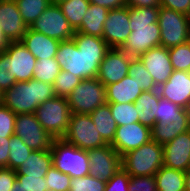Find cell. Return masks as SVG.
I'll return each mask as SVG.
<instances>
[{"label":"cell","instance_id":"6","mask_svg":"<svg viewBox=\"0 0 190 191\" xmlns=\"http://www.w3.org/2000/svg\"><path fill=\"white\" fill-rule=\"evenodd\" d=\"M71 113L91 114L106 103L105 86L97 79H83L67 96Z\"/></svg>","mask_w":190,"mask_h":191},{"label":"cell","instance_id":"9","mask_svg":"<svg viewBox=\"0 0 190 191\" xmlns=\"http://www.w3.org/2000/svg\"><path fill=\"white\" fill-rule=\"evenodd\" d=\"M29 28L60 42L72 39L75 33L57 4H51Z\"/></svg>","mask_w":190,"mask_h":191},{"label":"cell","instance_id":"45","mask_svg":"<svg viewBox=\"0 0 190 191\" xmlns=\"http://www.w3.org/2000/svg\"><path fill=\"white\" fill-rule=\"evenodd\" d=\"M19 183L27 191H45L47 184L44 177H29L28 175H16Z\"/></svg>","mask_w":190,"mask_h":191},{"label":"cell","instance_id":"8","mask_svg":"<svg viewBox=\"0 0 190 191\" xmlns=\"http://www.w3.org/2000/svg\"><path fill=\"white\" fill-rule=\"evenodd\" d=\"M63 139L83 150L107 145L89 114L71 113L68 130Z\"/></svg>","mask_w":190,"mask_h":191},{"label":"cell","instance_id":"30","mask_svg":"<svg viewBox=\"0 0 190 191\" xmlns=\"http://www.w3.org/2000/svg\"><path fill=\"white\" fill-rule=\"evenodd\" d=\"M69 25L76 31L82 24V20L90 6L89 0H67L59 4Z\"/></svg>","mask_w":190,"mask_h":191},{"label":"cell","instance_id":"24","mask_svg":"<svg viewBox=\"0 0 190 191\" xmlns=\"http://www.w3.org/2000/svg\"><path fill=\"white\" fill-rule=\"evenodd\" d=\"M160 98L158 90L143 91L137 98L134 104L142 125L150 128L154 126Z\"/></svg>","mask_w":190,"mask_h":191},{"label":"cell","instance_id":"49","mask_svg":"<svg viewBox=\"0 0 190 191\" xmlns=\"http://www.w3.org/2000/svg\"><path fill=\"white\" fill-rule=\"evenodd\" d=\"M9 142L10 137H5L4 141H0V167L8 168Z\"/></svg>","mask_w":190,"mask_h":191},{"label":"cell","instance_id":"22","mask_svg":"<svg viewBox=\"0 0 190 191\" xmlns=\"http://www.w3.org/2000/svg\"><path fill=\"white\" fill-rule=\"evenodd\" d=\"M106 103H135L143 90L132 77L126 76L121 81L105 86Z\"/></svg>","mask_w":190,"mask_h":191},{"label":"cell","instance_id":"19","mask_svg":"<svg viewBox=\"0 0 190 191\" xmlns=\"http://www.w3.org/2000/svg\"><path fill=\"white\" fill-rule=\"evenodd\" d=\"M4 52L9 57L12 76H15L16 82H26L33 78L37 59L21 41L10 42Z\"/></svg>","mask_w":190,"mask_h":191},{"label":"cell","instance_id":"41","mask_svg":"<svg viewBox=\"0 0 190 191\" xmlns=\"http://www.w3.org/2000/svg\"><path fill=\"white\" fill-rule=\"evenodd\" d=\"M16 116L9 108L3 104L0 105V141L14 135Z\"/></svg>","mask_w":190,"mask_h":191},{"label":"cell","instance_id":"32","mask_svg":"<svg viewBox=\"0 0 190 191\" xmlns=\"http://www.w3.org/2000/svg\"><path fill=\"white\" fill-rule=\"evenodd\" d=\"M128 76L132 77L143 91L157 90L152 76L145 69L143 62L139 58L133 57L131 59L128 68Z\"/></svg>","mask_w":190,"mask_h":191},{"label":"cell","instance_id":"55","mask_svg":"<svg viewBox=\"0 0 190 191\" xmlns=\"http://www.w3.org/2000/svg\"><path fill=\"white\" fill-rule=\"evenodd\" d=\"M3 104V92L0 90V105Z\"/></svg>","mask_w":190,"mask_h":191},{"label":"cell","instance_id":"48","mask_svg":"<svg viewBox=\"0 0 190 191\" xmlns=\"http://www.w3.org/2000/svg\"><path fill=\"white\" fill-rule=\"evenodd\" d=\"M89 2L107 8L108 10L127 6L126 0H89Z\"/></svg>","mask_w":190,"mask_h":191},{"label":"cell","instance_id":"31","mask_svg":"<svg viewBox=\"0 0 190 191\" xmlns=\"http://www.w3.org/2000/svg\"><path fill=\"white\" fill-rule=\"evenodd\" d=\"M15 2L28 27L51 5V0H15Z\"/></svg>","mask_w":190,"mask_h":191},{"label":"cell","instance_id":"29","mask_svg":"<svg viewBox=\"0 0 190 191\" xmlns=\"http://www.w3.org/2000/svg\"><path fill=\"white\" fill-rule=\"evenodd\" d=\"M173 121H190V110L160 98L156 114V123L168 124Z\"/></svg>","mask_w":190,"mask_h":191},{"label":"cell","instance_id":"53","mask_svg":"<svg viewBox=\"0 0 190 191\" xmlns=\"http://www.w3.org/2000/svg\"><path fill=\"white\" fill-rule=\"evenodd\" d=\"M10 191H27L22 187V183H19V181L16 179V181L13 184V187Z\"/></svg>","mask_w":190,"mask_h":191},{"label":"cell","instance_id":"51","mask_svg":"<svg viewBox=\"0 0 190 191\" xmlns=\"http://www.w3.org/2000/svg\"><path fill=\"white\" fill-rule=\"evenodd\" d=\"M10 44L8 38L3 34L1 25H0V53L4 52Z\"/></svg>","mask_w":190,"mask_h":191},{"label":"cell","instance_id":"14","mask_svg":"<svg viewBox=\"0 0 190 191\" xmlns=\"http://www.w3.org/2000/svg\"><path fill=\"white\" fill-rule=\"evenodd\" d=\"M150 140H152L151 128L142 125L140 122H134L118 126L113 142L110 145L122 157Z\"/></svg>","mask_w":190,"mask_h":191},{"label":"cell","instance_id":"18","mask_svg":"<svg viewBox=\"0 0 190 191\" xmlns=\"http://www.w3.org/2000/svg\"><path fill=\"white\" fill-rule=\"evenodd\" d=\"M163 165L183 172L190 169V130L163 145Z\"/></svg>","mask_w":190,"mask_h":191},{"label":"cell","instance_id":"34","mask_svg":"<svg viewBox=\"0 0 190 191\" xmlns=\"http://www.w3.org/2000/svg\"><path fill=\"white\" fill-rule=\"evenodd\" d=\"M60 71L61 67L56 58L37 60L33 79L53 84Z\"/></svg>","mask_w":190,"mask_h":191},{"label":"cell","instance_id":"5","mask_svg":"<svg viewBox=\"0 0 190 191\" xmlns=\"http://www.w3.org/2000/svg\"><path fill=\"white\" fill-rule=\"evenodd\" d=\"M38 122L54 138H63L69 126L71 111L66 97L55 96L41 103L35 112Z\"/></svg>","mask_w":190,"mask_h":191},{"label":"cell","instance_id":"40","mask_svg":"<svg viewBox=\"0 0 190 191\" xmlns=\"http://www.w3.org/2000/svg\"><path fill=\"white\" fill-rule=\"evenodd\" d=\"M44 178L48 189L56 191H69L70 189L71 177L57 170L53 165Z\"/></svg>","mask_w":190,"mask_h":191},{"label":"cell","instance_id":"44","mask_svg":"<svg viewBox=\"0 0 190 191\" xmlns=\"http://www.w3.org/2000/svg\"><path fill=\"white\" fill-rule=\"evenodd\" d=\"M130 175L120 168L116 174L106 182L104 191H128Z\"/></svg>","mask_w":190,"mask_h":191},{"label":"cell","instance_id":"47","mask_svg":"<svg viewBox=\"0 0 190 191\" xmlns=\"http://www.w3.org/2000/svg\"><path fill=\"white\" fill-rule=\"evenodd\" d=\"M160 6L190 16V0H160Z\"/></svg>","mask_w":190,"mask_h":191},{"label":"cell","instance_id":"21","mask_svg":"<svg viewBox=\"0 0 190 191\" xmlns=\"http://www.w3.org/2000/svg\"><path fill=\"white\" fill-rule=\"evenodd\" d=\"M21 43L37 60H42L56 57L60 41L31 30L28 27Z\"/></svg>","mask_w":190,"mask_h":191},{"label":"cell","instance_id":"52","mask_svg":"<svg viewBox=\"0 0 190 191\" xmlns=\"http://www.w3.org/2000/svg\"><path fill=\"white\" fill-rule=\"evenodd\" d=\"M185 191H190V169L185 172Z\"/></svg>","mask_w":190,"mask_h":191},{"label":"cell","instance_id":"43","mask_svg":"<svg viewBox=\"0 0 190 191\" xmlns=\"http://www.w3.org/2000/svg\"><path fill=\"white\" fill-rule=\"evenodd\" d=\"M128 191H157L155 176H130Z\"/></svg>","mask_w":190,"mask_h":191},{"label":"cell","instance_id":"38","mask_svg":"<svg viewBox=\"0 0 190 191\" xmlns=\"http://www.w3.org/2000/svg\"><path fill=\"white\" fill-rule=\"evenodd\" d=\"M81 82V79L74 76V74L62 70L55 78L53 83L54 92L56 96L66 97L75 89V87Z\"/></svg>","mask_w":190,"mask_h":191},{"label":"cell","instance_id":"20","mask_svg":"<svg viewBox=\"0 0 190 191\" xmlns=\"http://www.w3.org/2000/svg\"><path fill=\"white\" fill-rule=\"evenodd\" d=\"M0 25L10 42L21 41L28 26L24 23L15 0H0Z\"/></svg>","mask_w":190,"mask_h":191},{"label":"cell","instance_id":"16","mask_svg":"<svg viewBox=\"0 0 190 191\" xmlns=\"http://www.w3.org/2000/svg\"><path fill=\"white\" fill-rule=\"evenodd\" d=\"M157 90L162 99L190 109V72L173 70L169 79Z\"/></svg>","mask_w":190,"mask_h":191},{"label":"cell","instance_id":"13","mask_svg":"<svg viewBox=\"0 0 190 191\" xmlns=\"http://www.w3.org/2000/svg\"><path fill=\"white\" fill-rule=\"evenodd\" d=\"M130 33L129 6L109 10L102 36L108 46L120 49Z\"/></svg>","mask_w":190,"mask_h":191},{"label":"cell","instance_id":"11","mask_svg":"<svg viewBox=\"0 0 190 191\" xmlns=\"http://www.w3.org/2000/svg\"><path fill=\"white\" fill-rule=\"evenodd\" d=\"M88 151L89 175L107 182L121 167V156L110 145Z\"/></svg>","mask_w":190,"mask_h":191},{"label":"cell","instance_id":"54","mask_svg":"<svg viewBox=\"0 0 190 191\" xmlns=\"http://www.w3.org/2000/svg\"><path fill=\"white\" fill-rule=\"evenodd\" d=\"M67 1V0H51V4H57L59 5L60 3Z\"/></svg>","mask_w":190,"mask_h":191},{"label":"cell","instance_id":"36","mask_svg":"<svg viewBox=\"0 0 190 191\" xmlns=\"http://www.w3.org/2000/svg\"><path fill=\"white\" fill-rule=\"evenodd\" d=\"M168 50L173 70L190 72V41Z\"/></svg>","mask_w":190,"mask_h":191},{"label":"cell","instance_id":"10","mask_svg":"<svg viewBox=\"0 0 190 191\" xmlns=\"http://www.w3.org/2000/svg\"><path fill=\"white\" fill-rule=\"evenodd\" d=\"M14 134L33 150H50L54 140L38 122L35 113L18 114Z\"/></svg>","mask_w":190,"mask_h":191},{"label":"cell","instance_id":"7","mask_svg":"<svg viewBox=\"0 0 190 191\" xmlns=\"http://www.w3.org/2000/svg\"><path fill=\"white\" fill-rule=\"evenodd\" d=\"M158 25L161 46L171 48L190 41V16L160 7Z\"/></svg>","mask_w":190,"mask_h":191},{"label":"cell","instance_id":"1","mask_svg":"<svg viewBox=\"0 0 190 191\" xmlns=\"http://www.w3.org/2000/svg\"><path fill=\"white\" fill-rule=\"evenodd\" d=\"M111 48L103 38L75 32L72 39L61 41L56 61L62 70L83 79L96 78L99 66Z\"/></svg>","mask_w":190,"mask_h":191},{"label":"cell","instance_id":"50","mask_svg":"<svg viewBox=\"0 0 190 191\" xmlns=\"http://www.w3.org/2000/svg\"><path fill=\"white\" fill-rule=\"evenodd\" d=\"M127 6L138 8H160V0H126Z\"/></svg>","mask_w":190,"mask_h":191},{"label":"cell","instance_id":"15","mask_svg":"<svg viewBox=\"0 0 190 191\" xmlns=\"http://www.w3.org/2000/svg\"><path fill=\"white\" fill-rule=\"evenodd\" d=\"M132 58L121 49L111 48L103 58L96 78L104 86L121 81L128 75Z\"/></svg>","mask_w":190,"mask_h":191},{"label":"cell","instance_id":"46","mask_svg":"<svg viewBox=\"0 0 190 191\" xmlns=\"http://www.w3.org/2000/svg\"><path fill=\"white\" fill-rule=\"evenodd\" d=\"M15 181V170L7 167H0V191H10Z\"/></svg>","mask_w":190,"mask_h":191},{"label":"cell","instance_id":"37","mask_svg":"<svg viewBox=\"0 0 190 191\" xmlns=\"http://www.w3.org/2000/svg\"><path fill=\"white\" fill-rule=\"evenodd\" d=\"M159 9L156 7L138 8L129 6L130 26L150 25L158 23Z\"/></svg>","mask_w":190,"mask_h":191},{"label":"cell","instance_id":"39","mask_svg":"<svg viewBox=\"0 0 190 191\" xmlns=\"http://www.w3.org/2000/svg\"><path fill=\"white\" fill-rule=\"evenodd\" d=\"M106 182L91 175L71 178L69 191H104Z\"/></svg>","mask_w":190,"mask_h":191},{"label":"cell","instance_id":"2","mask_svg":"<svg viewBox=\"0 0 190 191\" xmlns=\"http://www.w3.org/2000/svg\"><path fill=\"white\" fill-rule=\"evenodd\" d=\"M53 84L36 79L16 82L3 93V105L16 115L35 113L37 107L46 100L55 97Z\"/></svg>","mask_w":190,"mask_h":191},{"label":"cell","instance_id":"28","mask_svg":"<svg viewBox=\"0 0 190 191\" xmlns=\"http://www.w3.org/2000/svg\"><path fill=\"white\" fill-rule=\"evenodd\" d=\"M190 130V121H173L168 124L155 123L151 128L152 140L160 145H165L179 134Z\"/></svg>","mask_w":190,"mask_h":191},{"label":"cell","instance_id":"23","mask_svg":"<svg viewBox=\"0 0 190 191\" xmlns=\"http://www.w3.org/2000/svg\"><path fill=\"white\" fill-rule=\"evenodd\" d=\"M52 165L51 150H33L16 170V175L45 177Z\"/></svg>","mask_w":190,"mask_h":191},{"label":"cell","instance_id":"26","mask_svg":"<svg viewBox=\"0 0 190 191\" xmlns=\"http://www.w3.org/2000/svg\"><path fill=\"white\" fill-rule=\"evenodd\" d=\"M97 131L107 144H111L115 137L117 124L112 117L109 103L98 107L90 114Z\"/></svg>","mask_w":190,"mask_h":191},{"label":"cell","instance_id":"25","mask_svg":"<svg viewBox=\"0 0 190 191\" xmlns=\"http://www.w3.org/2000/svg\"><path fill=\"white\" fill-rule=\"evenodd\" d=\"M108 12L107 8L90 3L81 26L75 32L102 38L103 26Z\"/></svg>","mask_w":190,"mask_h":191},{"label":"cell","instance_id":"4","mask_svg":"<svg viewBox=\"0 0 190 191\" xmlns=\"http://www.w3.org/2000/svg\"><path fill=\"white\" fill-rule=\"evenodd\" d=\"M53 166L71 178L89 175L88 151L80 149L63 138L54 139L51 146Z\"/></svg>","mask_w":190,"mask_h":191},{"label":"cell","instance_id":"42","mask_svg":"<svg viewBox=\"0 0 190 191\" xmlns=\"http://www.w3.org/2000/svg\"><path fill=\"white\" fill-rule=\"evenodd\" d=\"M16 83L15 76H12L11 63L5 52L0 53V90L4 93Z\"/></svg>","mask_w":190,"mask_h":191},{"label":"cell","instance_id":"12","mask_svg":"<svg viewBox=\"0 0 190 191\" xmlns=\"http://www.w3.org/2000/svg\"><path fill=\"white\" fill-rule=\"evenodd\" d=\"M131 33L120 48L130 57L139 58L149 49L161 45L160 27L158 23L142 26H130Z\"/></svg>","mask_w":190,"mask_h":191},{"label":"cell","instance_id":"56","mask_svg":"<svg viewBox=\"0 0 190 191\" xmlns=\"http://www.w3.org/2000/svg\"><path fill=\"white\" fill-rule=\"evenodd\" d=\"M45 191H56V190H53V189H48V188H47Z\"/></svg>","mask_w":190,"mask_h":191},{"label":"cell","instance_id":"33","mask_svg":"<svg viewBox=\"0 0 190 191\" xmlns=\"http://www.w3.org/2000/svg\"><path fill=\"white\" fill-rule=\"evenodd\" d=\"M9 149L8 168L15 171L33 151V149L29 148L24 141L15 134L10 137Z\"/></svg>","mask_w":190,"mask_h":191},{"label":"cell","instance_id":"35","mask_svg":"<svg viewBox=\"0 0 190 191\" xmlns=\"http://www.w3.org/2000/svg\"><path fill=\"white\" fill-rule=\"evenodd\" d=\"M109 106L117 126L139 122V116L134 103H109Z\"/></svg>","mask_w":190,"mask_h":191},{"label":"cell","instance_id":"27","mask_svg":"<svg viewBox=\"0 0 190 191\" xmlns=\"http://www.w3.org/2000/svg\"><path fill=\"white\" fill-rule=\"evenodd\" d=\"M157 191H185V172L162 166L155 174Z\"/></svg>","mask_w":190,"mask_h":191},{"label":"cell","instance_id":"3","mask_svg":"<svg viewBox=\"0 0 190 191\" xmlns=\"http://www.w3.org/2000/svg\"><path fill=\"white\" fill-rule=\"evenodd\" d=\"M163 166V145L154 140L121 157V167L130 176H155Z\"/></svg>","mask_w":190,"mask_h":191},{"label":"cell","instance_id":"17","mask_svg":"<svg viewBox=\"0 0 190 191\" xmlns=\"http://www.w3.org/2000/svg\"><path fill=\"white\" fill-rule=\"evenodd\" d=\"M139 59L152 76L157 88L164 84L173 72L169 50L161 45L149 49Z\"/></svg>","mask_w":190,"mask_h":191}]
</instances>
